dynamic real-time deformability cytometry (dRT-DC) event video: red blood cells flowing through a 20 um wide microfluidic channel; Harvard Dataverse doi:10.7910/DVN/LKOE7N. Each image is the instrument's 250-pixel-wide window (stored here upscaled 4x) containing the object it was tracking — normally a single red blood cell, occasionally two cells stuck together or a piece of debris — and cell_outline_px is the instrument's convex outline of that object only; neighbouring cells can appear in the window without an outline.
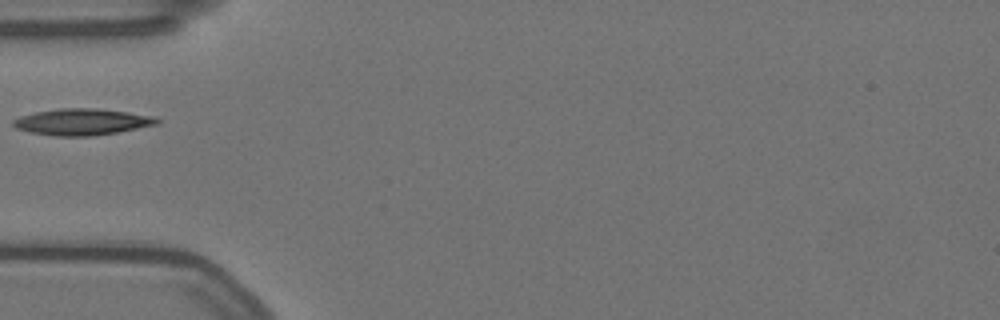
{"species": "Egyptian fruit bat (a non-hibernating species)", "species_latin": "Rousettus aegyptiacus", "temperature_condition": "warm", "stored_images_in_passage": 31, "camera_frame_rate_fps": 3000, "um_per_image_px": 0.085, "animal": {"sex": "female"}, "frame": {"image": 1, "passage_image": 1, "time_ms": 0.0, "image_size_px": [1000, 320], "cell_outline_px": [[160, 120], [156, 124], [116, 132], [92, 136], [56, 136], [32, 132], [16, 128], [12, 124], [12, 120], [20, 116], [36, 112], [60, 108], [96, 108], [128, 112], [152, 116]], "centroid_in_image_um": [6.94, 10.35], "position_along_channel_um": 78.1, "area_um2": 21.85}}
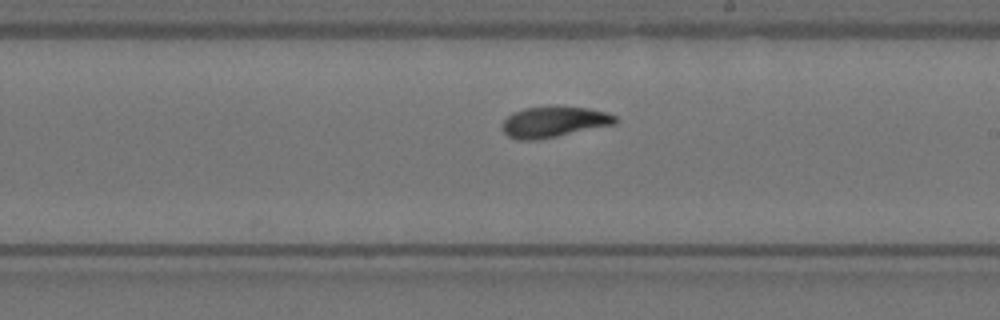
{"frame": {"image": 2, "passage_image": 15, "time_ms": 4.667, "image_size_px": [1000, 320], "cell_outline_px": [[620, 120], [616, 124], [536, 140], [520, 140], [508, 136], [504, 132], [504, 120], [508, 116], [524, 108], [556, 104], [588, 108], [604, 112], [616, 116]], "centroid_in_image_um": [47.13, 10.33], "position_along_channel_um": 241.9, "area_um2": 20.46}}
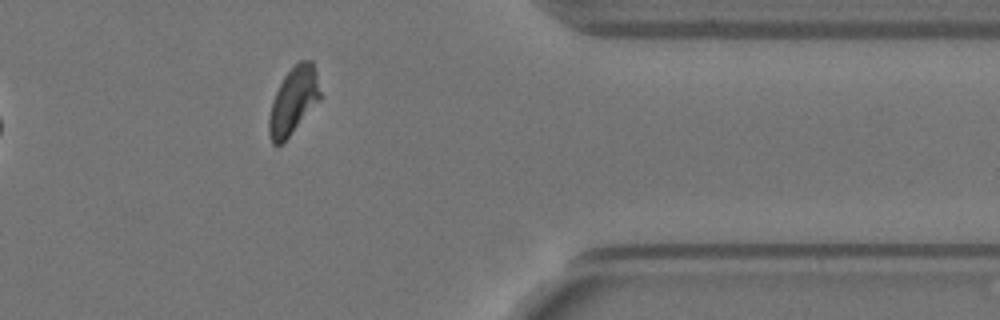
{"frame": {"image": 3, "passage_image": 29, "time_ms": 9.333, "image_size_px": [1000, 320], "cell_outline_px": [[320, 100], [288, 136], [280, 144], [272, 144], [268, 136], [268, 116], [272, 100], [284, 76], [300, 60], [312, 60], [316, 72], [320, 92]], "centroid_in_image_um": [24.91, 8.56], "position_along_channel_um": 386.5, "area_um2": 19.65}}